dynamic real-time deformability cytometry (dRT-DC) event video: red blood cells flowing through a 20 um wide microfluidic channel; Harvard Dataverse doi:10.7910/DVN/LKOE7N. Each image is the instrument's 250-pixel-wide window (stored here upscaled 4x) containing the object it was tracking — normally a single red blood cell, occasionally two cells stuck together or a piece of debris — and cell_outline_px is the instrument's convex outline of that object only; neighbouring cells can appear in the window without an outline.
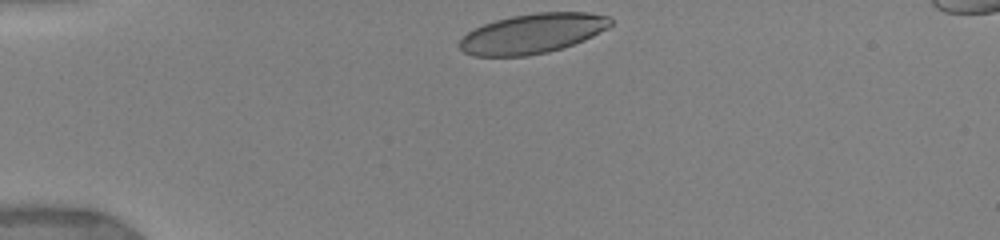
{"species": "human", "species_latin": "Homo sapiens", "temperature_condition": "warm", "stored_images_in_passage": 25, "camera_frame_rate_fps": 3000, "um_per_image_px": 0.085, "donor": {"sex": "female"}, "frame": {"image": 1, "passage_image": 1, "time_ms": 0.0, "image_size_px": [1000, 240], "cell_outline_px": [[612, 24], [608, 28], [584, 40], [548, 52], [528, 56], [472, 56], [464, 52], [460, 48], [460, 40], [468, 32], [484, 24], [496, 20], [512, 16], [536, 12], [588, 12], [608, 16], [612, 20]], "centroid_in_image_um": [45.28, 2.85], "position_along_channel_um": 39.7, "area_um2": 34.85}}
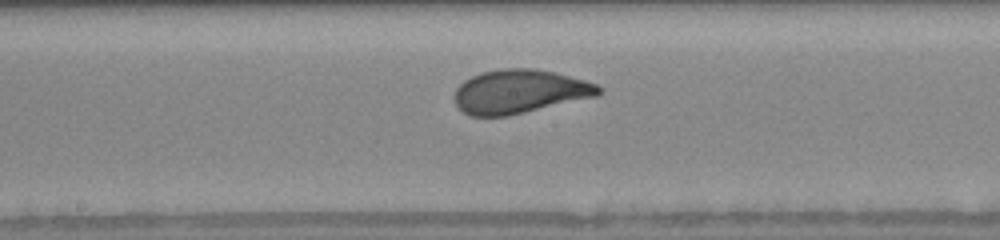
{"frame": {"image": 2, "passage_image": 13, "time_ms": 5.333, "image_size_px": [1000, 240], "cell_outline_px": [[604, 92], [596, 96], [508, 116], [468, 116], [452, 100], [456, 88], [464, 80], [480, 72], [500, 68], [536, 68], [556, 72], [584, 80], [596, 84], [604, 88]], "centroid_in_image_um": [44.15, 7.77], "position_along_channel_um": 204.0, "area_um2": 37.11}}
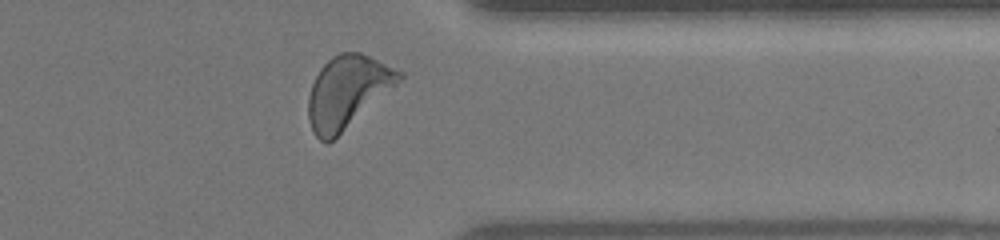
{"frame": {"image": 3, "passage_image": 22, "time_ms": 10.0, "image_size_px": [1000, 240], "cell_outline_px": [[404, 76], [396, 84], [328, 144], [324, 144], [312, 132], [308, 116], [308, 96], [312, 84], [320, 68], [332, 56], [340, 52], [360, 52], [404, 72]], "centroid_in_image_um": [29.49, 7.8], "position_along_channel_um": 381.9, "area_um2": 37.63}, "authors_computed_cell_mechanics": {"area_um2": 36.4718, "velocity_mm_per_s": 3.8851, "shape_relaxation_time_tau1_ms": 2.5274, "shape_relaxation_time_tau2_ms": null, "deformation_change_tau1": 0.143, "deformation_change_tau2": null}}